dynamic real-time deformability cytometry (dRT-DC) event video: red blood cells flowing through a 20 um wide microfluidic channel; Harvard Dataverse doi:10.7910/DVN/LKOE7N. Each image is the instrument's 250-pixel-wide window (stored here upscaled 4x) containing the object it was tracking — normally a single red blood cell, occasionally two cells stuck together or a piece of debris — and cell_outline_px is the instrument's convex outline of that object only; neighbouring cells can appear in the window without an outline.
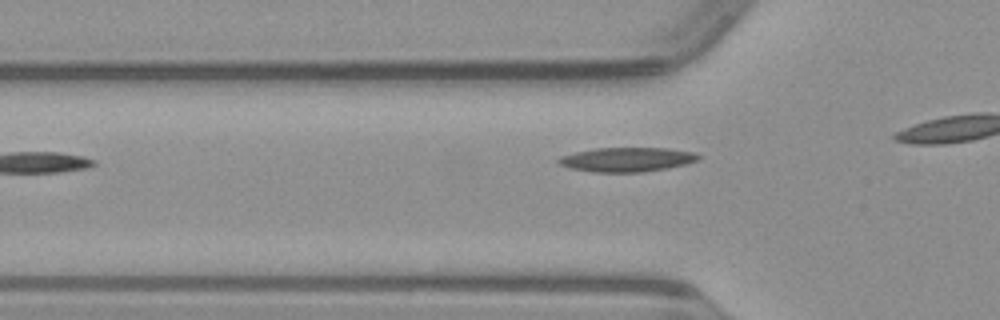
{"species": "common noctule bat (a hibernating species)", "species_latin": "Nyctalus noctula", "temperature_condition": "warm", "stored_images_in_passage": 9, "camera_frame_rate_fps": 3000, "um_per_image_px": 0.085, "animal": {"sex": "male", "body_mass_g": 23.1, "forearm_length_mm": 52.7}, "frame": {"image": 1, "passage_image": 4, "time_ms": 1.0, "image_size_px": [1000, 320], "cell_outline_px": [[704, 156], [700, 160], [668, 168], [644, 172], [592, 172], [568, 168], [560, 164], [556, 160], [560, 156], [576, 152], [596, 148], [668, 148], [692, 152]], "centroid_in_image_um": [53.3, 13.56], "position_along_channel_um": 72.5, "area_um2": 19.94}}
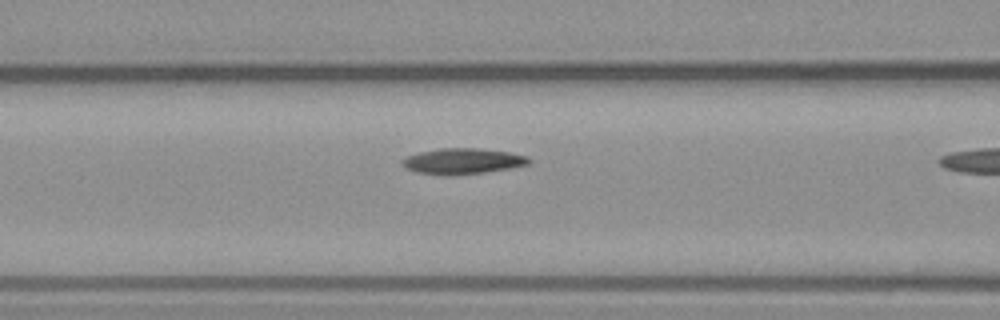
{"frame": {"image": 2, "passage_image": 8, "time_ms": 2.333, "image_size_px": [1000, 320], "cell_outline_px": [[532, 160], [528, 164], [508, 168], [484, 172], [416, 172], [404, 168], [400, 160], [408, 156], [420, 152], [440, 148], [476, 148], [508, 152], [528, 156]], "centroid_in_image_um": [39.35, 13.64], "position_along_channel_um": 127.3, "area_um2": 17.98}}